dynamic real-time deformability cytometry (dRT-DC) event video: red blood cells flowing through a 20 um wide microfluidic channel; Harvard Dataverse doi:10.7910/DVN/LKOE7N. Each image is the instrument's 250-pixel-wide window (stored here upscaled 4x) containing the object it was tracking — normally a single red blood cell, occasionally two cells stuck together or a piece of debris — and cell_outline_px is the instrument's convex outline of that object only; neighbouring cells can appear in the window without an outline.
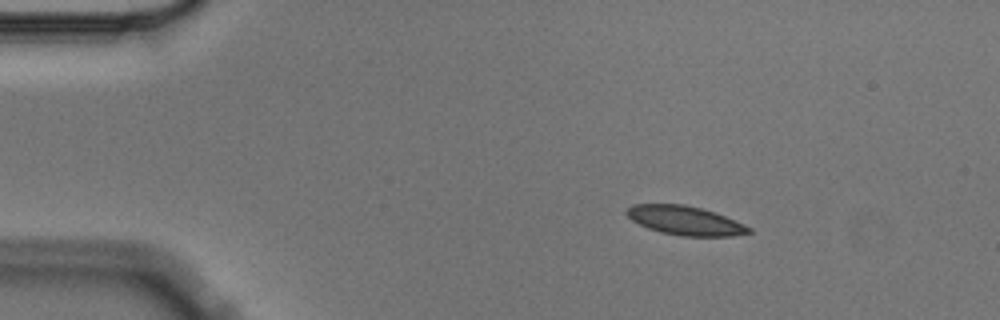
{"species": "Egyptian fruit bat (a non-hibernating species)", "species_latin": "Rousettus aegyptiacus", "temperature_condition": "cold", "stored_images_in_passage": 3, "camera_frame_rate_fps": 3000, "um_per_image_px": 0.085, "animal": {"sex": "male"}, "frame": {"image": 1, "passage_image": 1, "time_ms": 0.0, "image_size_px": [1000, 320], "cell_outline_px": [[752, 232], [732, 236], [680, 236], [660, 232], [648, 228], [632, 220], [624, 212], [632, 204], [684, 204], [716, 212], [744, 224], [752, 228]], "centroid_in_image_um": [58.24, 18.74], "position_along_channel_um": 26.8, "area_um2": 20.69}}